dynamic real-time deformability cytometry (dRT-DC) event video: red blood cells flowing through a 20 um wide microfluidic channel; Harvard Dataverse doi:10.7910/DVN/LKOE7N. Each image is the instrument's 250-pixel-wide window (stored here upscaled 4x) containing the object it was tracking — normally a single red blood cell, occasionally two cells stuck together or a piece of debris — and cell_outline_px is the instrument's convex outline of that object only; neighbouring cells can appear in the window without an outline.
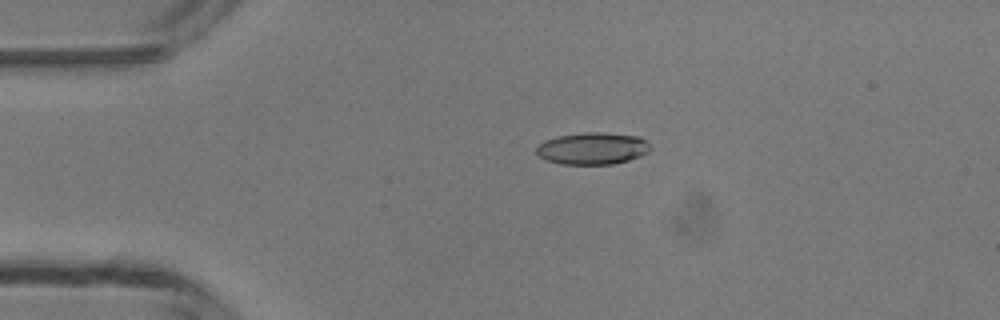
{"species": "common noctule bat (a hibernating species)", "species_latin": "Nyctalus noctula", "temperature_condition": "room temperature", "stored_images_in_passage": 2, "camera_frame_rate_fps": 3000, "um_per_image_px": 0.085, "animal": {"sex": "male", "body_mass_g": 13.3}, "frame": {"image": 1, "passage_image": 1, "time_ms": 0.0, "image_size_px": [1000, 320], "cell_outline_px": [[648, 152], [640, 156], [628, 160], [612, 164], [560, 164], [548, 160], [540, 156], [536, 152], [536, 148], [544, 140], [556, 136], [588, 132], [604, 132], [640, 136], [648, 144]], "centroid_in_image_um": [50.35, 12.61], "position_along_channel_um": 34.7, "area_um2": 21.1}}